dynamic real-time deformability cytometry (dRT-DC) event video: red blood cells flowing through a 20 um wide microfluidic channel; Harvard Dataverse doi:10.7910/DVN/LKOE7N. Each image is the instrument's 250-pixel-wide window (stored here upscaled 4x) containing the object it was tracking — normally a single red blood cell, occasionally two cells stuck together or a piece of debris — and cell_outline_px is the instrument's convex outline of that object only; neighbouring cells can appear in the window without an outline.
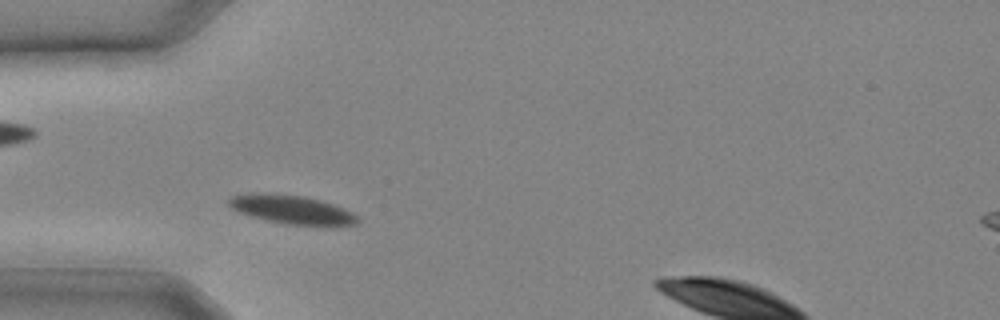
{"species": "common noctule bat (a hibernating species)", "species_latin": "Nyctalus noctula", "temperature_condition": "cold", "stored_images_in_passage": 9, "camera_frame_rate_fps": 3000, "um_per_image_px": 0.085, "animal": {"sex": "male", "body_mass_g": 20.4}, "frame": {"image": 1, "passage_image": 2, "time_ms": 0.333, "image_size_px": [1000, 320], "cell_outline_px": [[360, 220], [356, 224], [332, 228], [288, 224], [268, 220], [252, 216], [240, 212], [232, 208], [228, 204], [228, 200], [232, 196], [248, 192], [252, 192], [304, 196], [320, 200], [332, 204], [352, 212]], "centroid_in_image_um": [24.87, 17.84], "position_along_channel_um": 60.1, "area_um2": 21.85}}
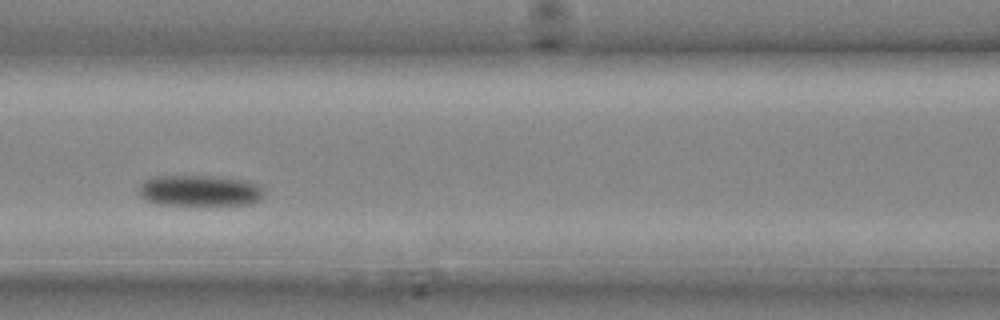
{"frame": {"image": 2, "passage_image": 6, "time_ms": 1.667, "image_size_px": [1000, 320], "cell_outline_px": [[264, 196], [260, 200], [252, 204], [156, 204], [144, 200], [140, 196], [140, 184], [144, 180], [152, 176], [216, 176], [244, 180], [256, 184], [264, 188]], "centroid_in_image_um": [16.97, 16.19], "position_along_channel_um": 149.6, "area_um2": 22.66}}
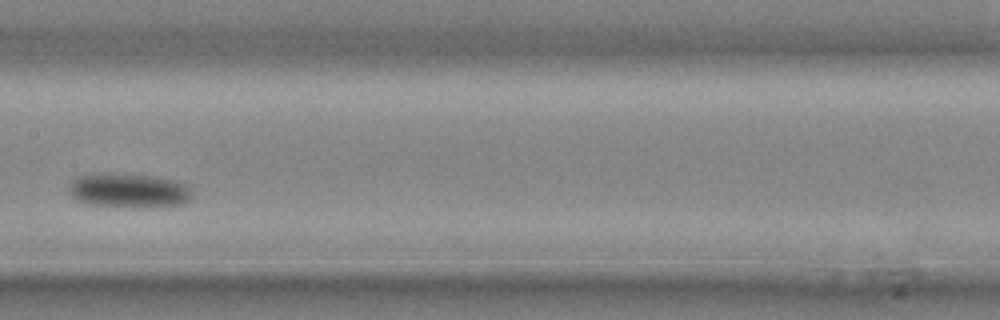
{"frame": {"image": 3, "passage_image": 8, "time_ms": 2.333, "image_size_px": [1000, 320], "cell_outline_px": [[192, 196], [184, 204], [84, 204], [76, 200], [68, 192], [68, 188], [72, 180], [80, 176], [148, 176], [176, 180], [184, 184], [192, 192]], "centroid_in_image_um": [10.92, 16.19], "position_along_channel_um": 196.5, "area_um2": 22.48}}